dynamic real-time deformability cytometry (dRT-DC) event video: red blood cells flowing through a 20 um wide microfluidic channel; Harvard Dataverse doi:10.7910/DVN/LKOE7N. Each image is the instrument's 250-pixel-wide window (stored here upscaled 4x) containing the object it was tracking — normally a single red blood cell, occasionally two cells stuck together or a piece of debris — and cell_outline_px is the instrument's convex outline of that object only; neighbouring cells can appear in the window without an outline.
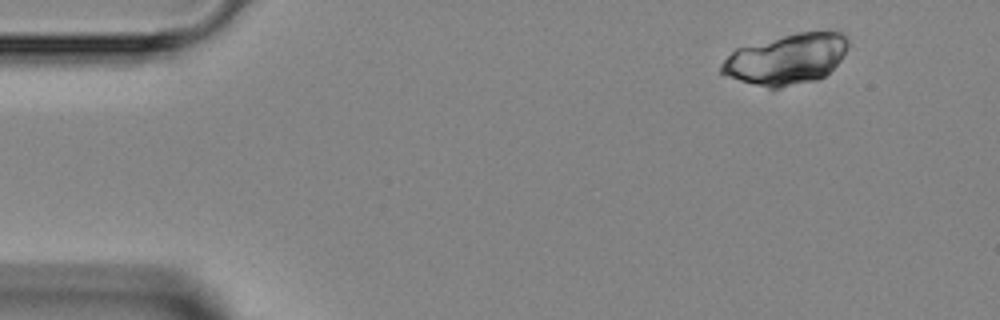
{"species": "Egyptian fruit bat (a non-hibernating species)", "species_latin": "Rousettus aegyptiacus", "temperature_condition": "room temperature", "stored_images_in_passage": 6, "camera_frame_rate_fps": 3000, "um_per_image_px": 0.085, "animal": {"sex": "female"}, "frame": {"image": 1, "passage_image": 1, "time_ms": 0.0, "image_size_px": [1000, 320], "cell_outline_px": [[848, 44], [840, 60], [824, 76], [816, 80], [780, 88], [768, 88], [740, 80], [720, 72], [720, 64], [736, 48], [796, 32], [844, 32], [848, 36]], "centroid_in_image_um": [66.86, 5.02], "position_along_channel_um": 18.1, "area_um2": 36.93}}
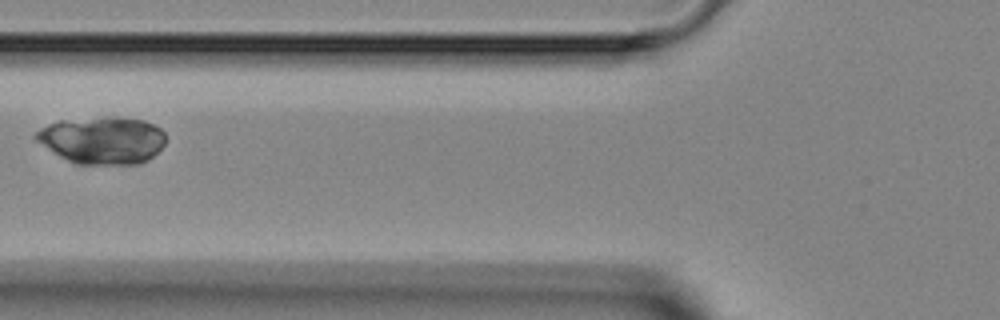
{"frame": {"image": 2, "passage_image": 5, "time_ms": 4.667, "image_size_px": [1000, 320], "cell_outline_px": [[164, 144], [148, 160], [140, 164], [76, 164], [60, 156], [36, 140], [32, 136], [40, 128], [48, 124], [60, 120], [112, 116], [144, 120], [160, 128], [164, 132]], "centroid_in_image_um": [8.7, 11.9], "position_along_channel_um": 117.1, "area_um2": 35.72}}
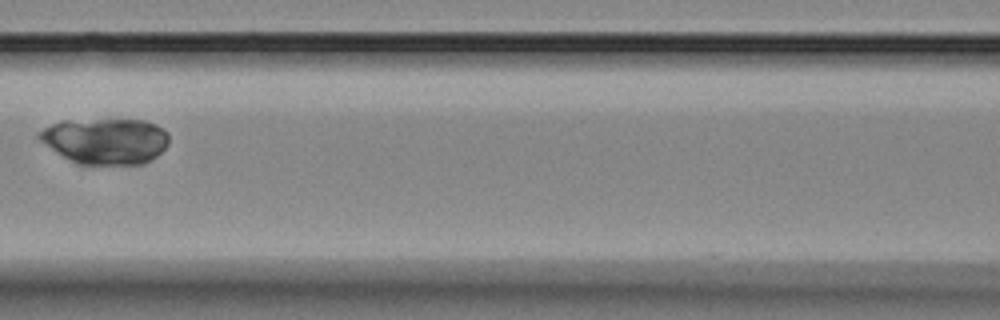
{"frame": {"image": 3, "passage_image": 6, "time_ms": 5.667, "image_size_px": [1000, 320], "cell_outline_px": [[168, 144], [156, 156], [144, 164], [76, 164], [40, 140], [36, 136], [44, 128], [60, 120], [144, 120], [156, 124], [168, 132]], "centroid_in_image_um": [8.99, 11.97], "position_along_channel_um": 157.6, "area_um2": 34.51}}